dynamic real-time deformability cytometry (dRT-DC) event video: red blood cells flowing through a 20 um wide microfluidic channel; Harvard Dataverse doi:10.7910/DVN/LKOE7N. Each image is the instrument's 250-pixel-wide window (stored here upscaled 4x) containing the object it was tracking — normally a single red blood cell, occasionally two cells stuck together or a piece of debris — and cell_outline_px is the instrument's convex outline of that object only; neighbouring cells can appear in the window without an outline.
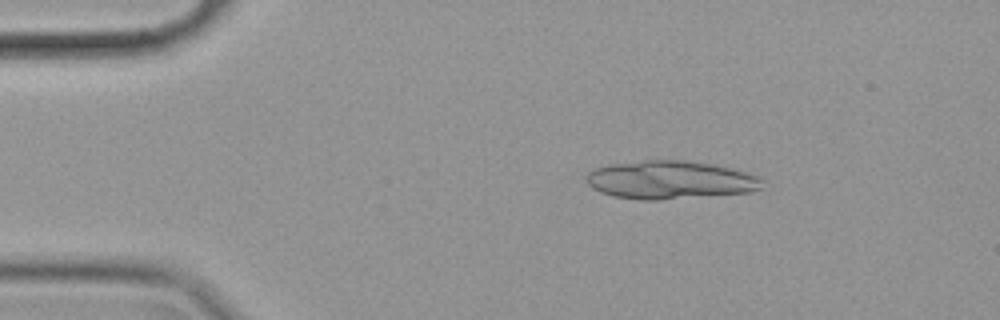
{"species": "common noctule bat (a hibernating species)", "species_latin": "Nyctalus noctula", "temperature_condition": "cold", "stored_images_in_passage": 20, "camera_frame_rate_fps": 3000, "um_per_image_px": 0.085, "animal": {"sex": "female", "body_mass_g": 19.9}, "frame": {"image": 1, "passage_image": 9, "time_ms": 2.667, "image_size_px": [1000, 320], "cell_outline_px": [[764, 180], [760, 188], [752, 192], [660, 200], [640, 200], [612, 196], [600, 192], [592, 188], [588, 184], [588, 172], [592, 168], [608, 164], [644, 160], [684, 160], [708, 164], [728, 168], [760, 176]], "centroid_in_image_um": [56.93, 15.3], "position_along_channel_um": 28.1, "area_um2": 39.25}}